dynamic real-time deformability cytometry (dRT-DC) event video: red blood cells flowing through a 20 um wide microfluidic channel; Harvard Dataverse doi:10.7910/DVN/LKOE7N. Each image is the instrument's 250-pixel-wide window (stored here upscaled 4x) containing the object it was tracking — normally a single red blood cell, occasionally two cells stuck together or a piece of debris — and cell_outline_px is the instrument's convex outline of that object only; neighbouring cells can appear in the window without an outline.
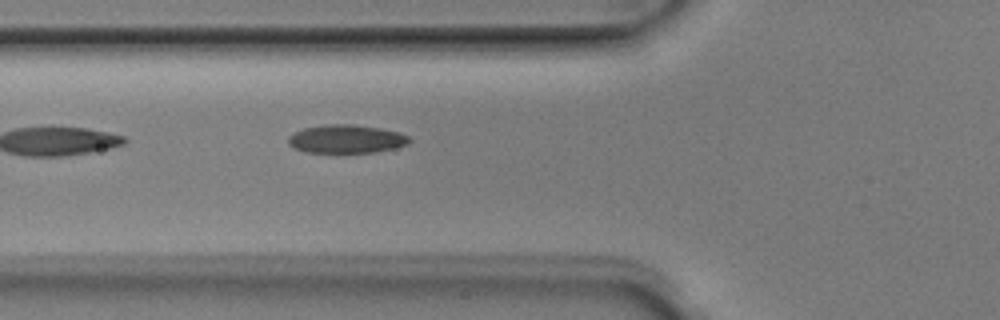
{"species": "Egyptian fruit bat (a non-hibernating species)", "species_latin": "Rousettus aegyptiacus", "temperature_condition": "room temperature", "stored_images_in_passage": 3, "segment_of_instrument_passage": [1, 2], "camera_frame_rate_fps": 3000, "um_per_image_px": 0.085, "animal": {"sex": "male"}, "frame": {"image": 1, "passage_image": 2, "time_ms": 0.333, "image_size_px": [1000, 320], "cell_outline_px": [[412, 140], [408, 144], [376, 152], [304, 152], [288, 144], [288, 136], [304, 128], [324, 124], [352, 124], [380, 128], [400, 132], [408, 136]], "centroid_in_image_um": [29.44, 11.8], "position_along_channel_um": 96.4, "area_um2": 19.94}}